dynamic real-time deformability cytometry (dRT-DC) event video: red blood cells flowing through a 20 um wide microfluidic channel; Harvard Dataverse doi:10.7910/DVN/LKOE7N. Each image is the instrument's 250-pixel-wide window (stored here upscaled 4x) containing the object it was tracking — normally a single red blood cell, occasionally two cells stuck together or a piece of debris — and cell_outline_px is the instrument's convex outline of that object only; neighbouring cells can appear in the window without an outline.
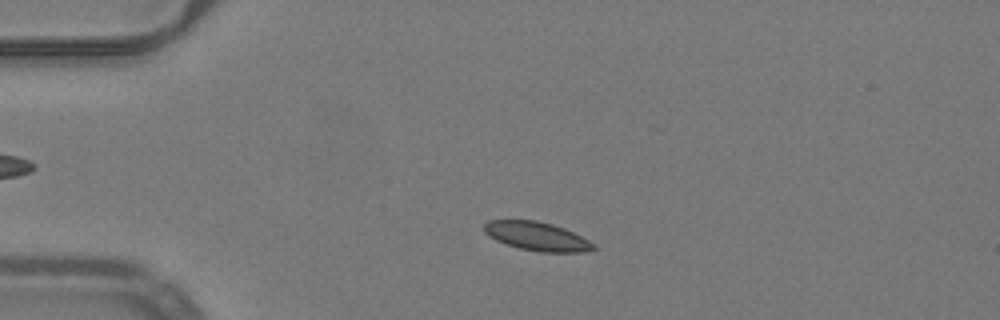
{"species": "common noctule bat (a hibernating species)", "species_latin": "Nyctalus noctula", "temperature_condition": "warm", "stored_images_in_passage": 48, "camera_frame_rate_fps": 3000, "um_per_image_px": 0.085, "animal": {"sex": "male", "body_mass_g": 19.2, "forearm_length_mm": 51.8}, "frame": {"image": 1, "passage_image": 8, "time_ms": 2.333, "image_size_px": [1000, 320], "cell_outline_px": [[596, 248], [584, 252], [540, 252], [520, 248], [496, 240], [488, 236], [484, 232], [484, 224], [488, 220], [536, 220], [552, 224], [564, 228], [596, 244]], "centroid_in_image_um": [45.63, 20.08], "position_along_channel_um": 39.4, "area_um2": 18.21}}
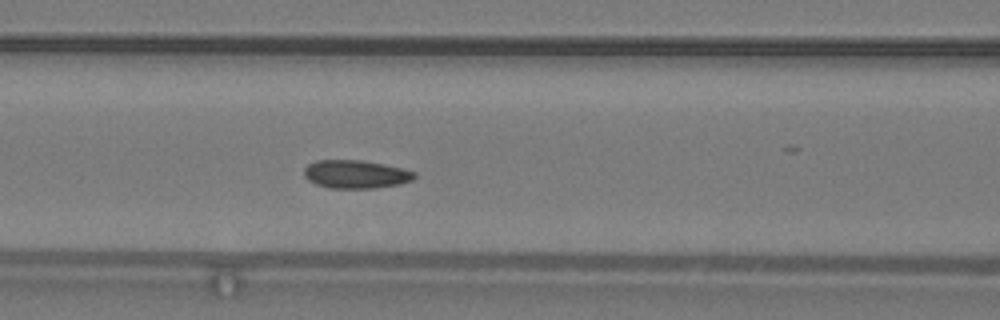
{"frame": {"image": 2, "passage_image": 18, "time_ms": 5.667, "image_size_px": [1000, 320], "cell_outline_px": [[416, 176], [412, 180], [400, 184], [376, 188], [328, 188], [316, 184], [308, 180], [304, 176], [304, 168], [308, 164], [316, 160], [360, 160], [384, 164], [416, 172]], "centroid_in_image_um": [30.22, 14.81], "position_along_channel_um": 136.4, "area_um2": 18.21}}
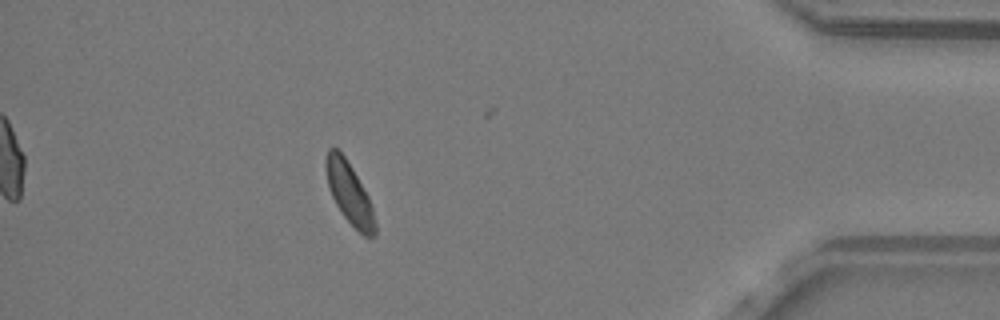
{"frame": {"image": 3, "passage_image": 42, "time_ms": 13.667, "image_size_px": [1000, 320], "cell_outline_px": [[376, 236], [364, 236], [344, 216], [336, 204], [328, 188], [324, 168], [324, 160], [328, 148], [336, 148], [344, 156], [352, 168], [368, 196], [372, 204], [376, 224]], "centroid_in_image_um": [29.68, 16.4], "position_along_channel_um": 405.5, "area_um2": 17.57}, "authors_computed_cell_mechanics": {"area_um2": 18.207, "velocity_mm_per_s": 3.9632, "shape_relaxation_time_tau1_ms": 3.2423, "shape_relaxation_time_tau2_ms": null, "deformation_change_tau1": 0.0613, "deformation_change_tau2": null}}